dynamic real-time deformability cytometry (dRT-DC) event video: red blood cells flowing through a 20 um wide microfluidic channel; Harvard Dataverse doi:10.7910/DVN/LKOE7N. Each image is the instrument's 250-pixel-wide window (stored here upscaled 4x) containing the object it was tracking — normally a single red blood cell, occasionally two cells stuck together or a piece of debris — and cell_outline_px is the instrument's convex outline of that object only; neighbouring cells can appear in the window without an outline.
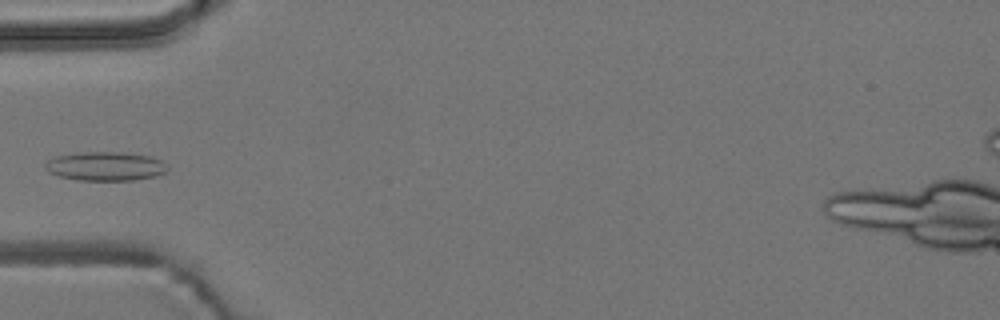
{"species": "common noctule bat (a hibernating species)", "species_latin": "Nyctalus noctula", "temperature_condition": "room temperature", "stored_images_in_passage": 6, "camera_frame_rate_fps": 3000, "um_per_image_px": 0.085, "animal": {"sex": "male", "body_mass_g": 19.2, "forearm_length_mm": 51.8}, "frame": {"image": 1, "passage_image": 6, "time_ms": 1.667, "image_size_px": [1000, 320], "cell_outline_px": [[168, 168], [164, 172], [156, 176], [136, 180], [80, 180], [60, 176], [48, 172], [44, 168], [44, 164], [48, 160], [56, 156], [84, 152], [116, 152], [152, 156], [160, 160]], "centroid_in_image_um": [8.95, 14.13], "position_along_channel_um": 76.1, "area_um2": 20.46}}